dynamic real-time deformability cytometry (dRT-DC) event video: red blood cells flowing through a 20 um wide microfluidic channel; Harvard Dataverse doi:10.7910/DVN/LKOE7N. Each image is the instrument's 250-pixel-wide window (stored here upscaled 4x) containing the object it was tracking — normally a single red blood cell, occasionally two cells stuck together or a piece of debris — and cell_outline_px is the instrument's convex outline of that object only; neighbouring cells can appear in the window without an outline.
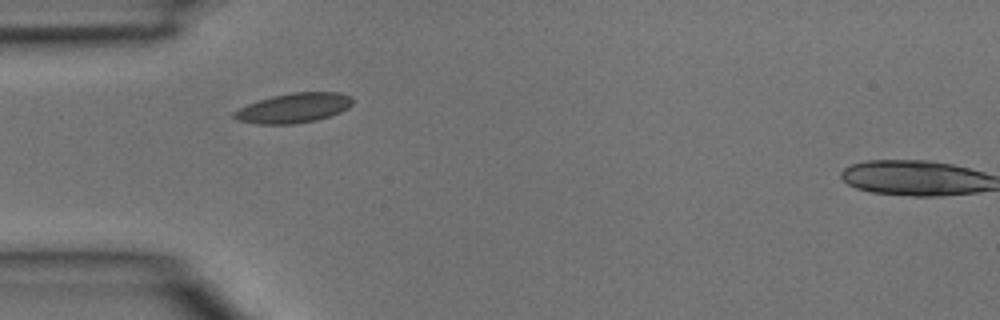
{"species": "common noctule bat (a hibernating species)", "species_latin": "Nyctalus noctula", "temperature_condition": "room temperature", "stored_images_in_passage": 2, "camera_frame_rate_fps": 3000, "um_per_image_px": 0.085, "animal": {"sex": "male", "body_mass_g": 15.6}, "frame": {"image": 1, "passage_image": 2, "time_ms": 0.333, "image_size_px": [1000, 320], "cell_outline_px": [[352, 104], [348, 108], [340, 112], [316, 120], [296, 124], [260, 124], [236, 120], [232, 116], [232, 112], [248, 104], [272, 96], [292, 92], [340, 92], [352, 96]], "centroid_in_image_um": [24.97, 9.18], "position_along_channel_um": 60.0, "area_um2": 20.52}}